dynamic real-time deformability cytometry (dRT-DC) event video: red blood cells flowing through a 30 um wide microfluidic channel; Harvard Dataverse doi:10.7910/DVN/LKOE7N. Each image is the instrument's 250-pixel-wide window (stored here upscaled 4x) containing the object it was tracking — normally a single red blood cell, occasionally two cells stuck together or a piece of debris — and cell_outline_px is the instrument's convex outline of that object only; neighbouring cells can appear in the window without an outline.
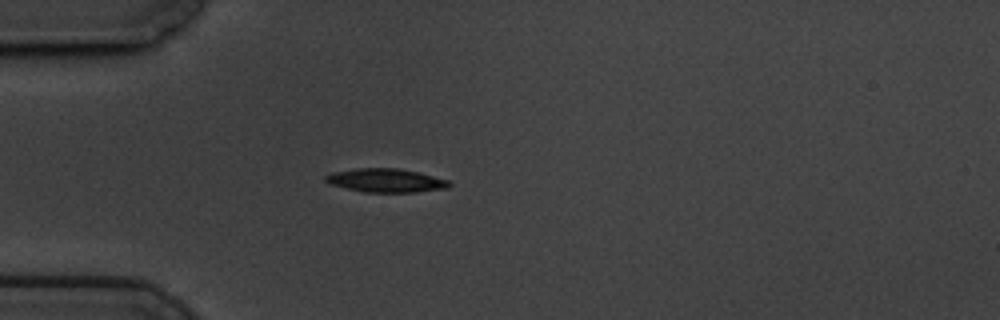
{"species": "common noctule bat (a hibernating species)", "species_latin": "Nyctalus noctula", "temperature_condition": "cold", "stored_images_in_passage": 43, "camera_frame_rate_fps": 3000, "um_per_image_px": 0.085, "animal": {"sex": "male", "body_mass_g": 19.5, "forearm_length_mm": 54.6}, "frame": {"image": 1, "passage_image": 1, "time_ms": 0.0, "image_size_px": [1000, 320], "cell_outline_px": [[452, 184], [448, 188], [416, 192], [364, 192], [332, 184], [324, 180], [324, 176], [332, 172], [356, 168], [396, 168], [416, 172], [448, 180]], "centroid_in_image_um": [32.79, 15.34], "position_along_channel_um": 52.2, "area_um2": 16.82}}
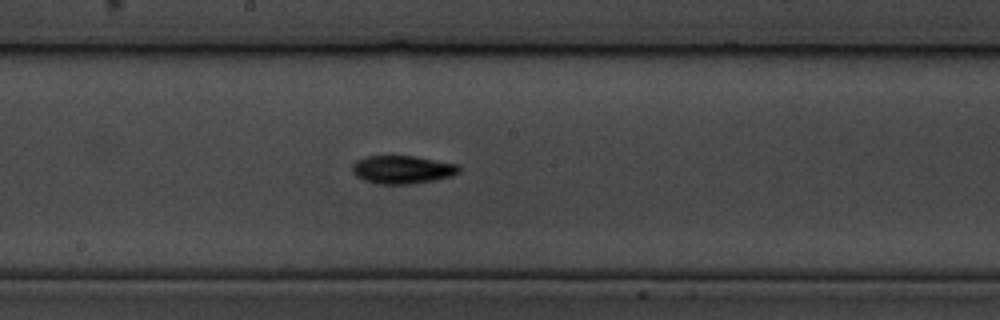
{"frame": {"image": 2, "passage_image": 16, "time_ms": 5.0, "image_size_px": [1000, 320], "cell_outline_px": [[460, 172], [452, 176], [432, 180], [408, 184], [376, 184], [364, 180], [356, 176], [352, 172], [352, 164], [356, 160], [364, 156], [412, 156], [460, 164]], "centroid_in_image_um": [34.18, 14.41], "position_along_channel_um": 214.0, "area_um2": 17.57}}
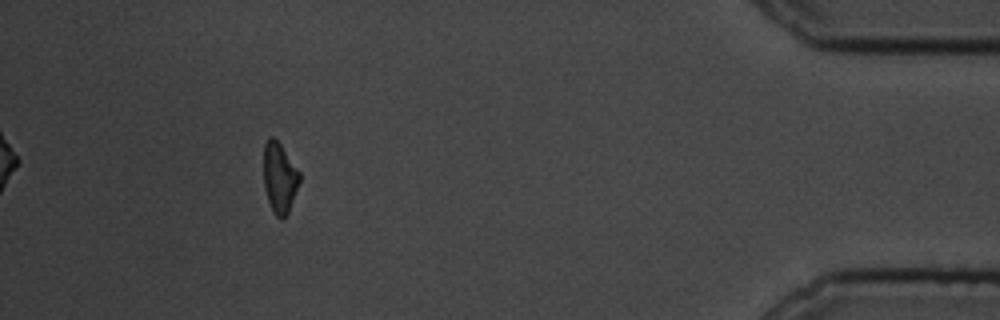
{"frame": {"image": 3, "passage_image": 38, "time_ms": 12.333, "image_size_px": [1000, 320], "cell_outline_px": [[300, 180], [288, 212], [284, 220], [280, 220], [272, 212], [264, 188], [264, 144], [268, 136], [272, 136], [280, 144], [300, 172]], "centroid_in_image_um": [23.75, 15.13], "position_along_channel_um": 411.5, "area_um2": 14.74}, "authors_computed_cell_mechanics": {"area_um2": 16.0684, "velocity_mm_per_s": 3.4507, "shape_relaxation_time_tau1_ms": 3.6258, "shape_relaxation_time_tau2_ms": null, "deformation_change_tau1": 0.1252, "deformation_change_tau2": null}}